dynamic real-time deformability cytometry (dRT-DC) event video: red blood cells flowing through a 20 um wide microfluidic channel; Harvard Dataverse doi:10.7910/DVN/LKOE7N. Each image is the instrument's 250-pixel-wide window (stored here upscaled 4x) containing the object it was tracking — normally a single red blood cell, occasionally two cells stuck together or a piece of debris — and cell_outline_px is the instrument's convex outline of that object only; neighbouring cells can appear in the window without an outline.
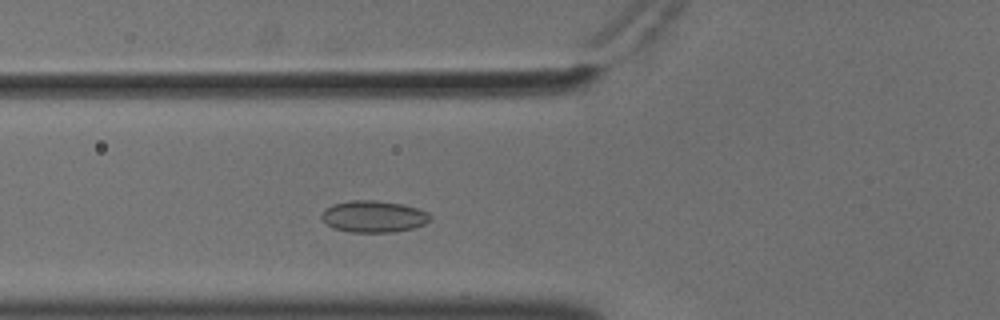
{"species": "common noctule bat (a hibernating species)", "species_latin": "Nyctalus noctula", "temperature_condition": "cold", "stored_images_in_passage": 46, "camera_frame_rate_fps": 3000, "um_per_image_px": 0.085, "animal": {"sex": "male", "body_mass_g": 18.8}, "frame": {"image": 1, "passage_image": 11, "time_ms": 3.333, "image_size_px": [1000, 320], "cell_outline_px": [[432, 220], [424, 224], [412, 228], [392, 232], [352, 232], [332, 228], [320, 216], [324, 208], [332, 204], [352, 200], [376, 200], [404, 204], [428, 212], [432, 216]], "centroid_in_image_um": [31.76, 18.39], "position_along_channel_um": 94.0, "area_um2": 20.17}}
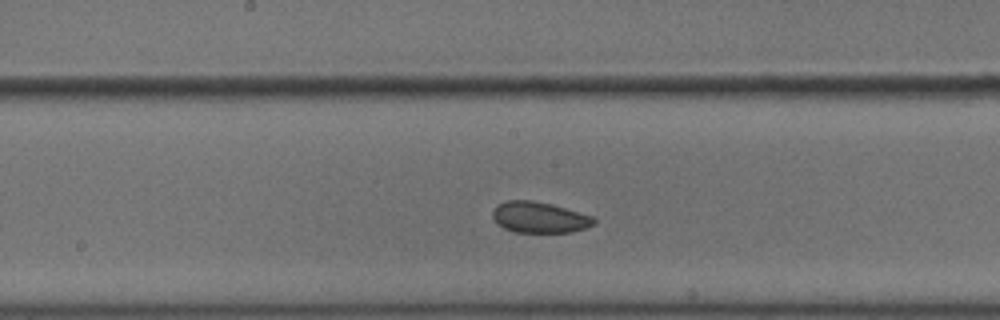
{"frame": {"image": 2, "passage_image": 20, "time_ms": 6.333, "image_size_px": [1000, 320], "cell_outline_px": [[596, 224], [572, 232], [512, 232], [496, 224], [492, 216], [492, 212], [500, 204], [508, 200], [532, 200], [552, 204], [592, 216], [596, 220]], "centroid_in_image_um": [45.84, 18.48], "position_along_channel_um": 202.4, "area_um2": 18.26}}
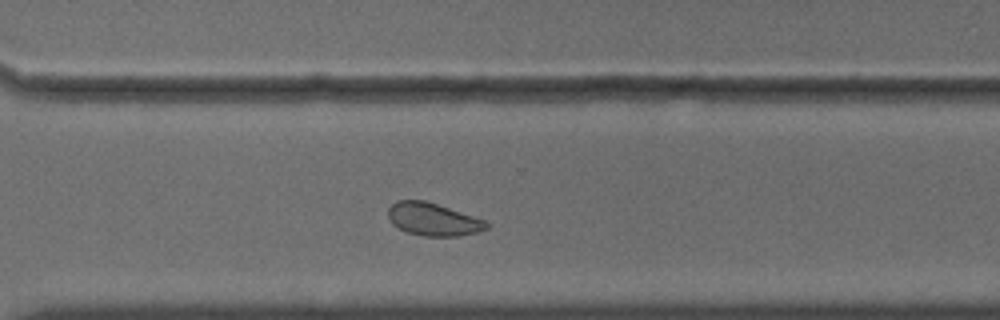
{"frame": {"image": 3, "passage_image": 31, "time_ms": 10.0, "image_size_px": [1000, 320], "cell_outline_px": [[488, 228], [476, 232], [456, 236], [424, 236], [408, 232], [392, 224], [388, 216], [388, 208], [396, 200], [424, 200], [488, 220]], "centroid_in_image_um": [36.82, 18.63], "position_along_channel_um": 333.8, "area_um2": 18.73}, "authors_computed_cell_mechanics": {"area_um2": 19.7676, "velocity_mm_per_s": 3.5939, "shape_relaxation_time_tau1_ms": null, "shape_relaxation_time_tau2_ms": 2.5642, "deformation_change_tau1": null, "deformation_change_tau2": 0.0708}}